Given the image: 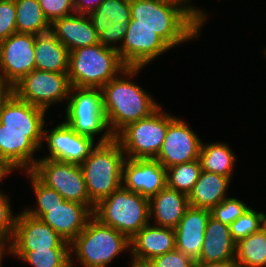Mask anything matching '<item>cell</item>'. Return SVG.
Masks as SVG:
<instances>
[{
    "instance_id": "6da1fadb",
    "label": "cell",
    "mask_w": 266,
    "mask_h": 267,
    "mask_svg": "<svg viewBox=\"0 0 266 267\" xmlns=\"http://www.w3.org/2000/svg\"><path fill=\"white\" fill-rule=\"evenodd\" d=\"M142 69L127 67L101 88L105 119L114 137L128 124L148 117L160 107L148 92L132 81Z\"/></svg>"
},
{
    "instance_id": "7a4b0ae2",
    "label": "cell",
    "mask_w": 266,
    "mask_h": 267,
    "mask_svg": "<svg viewBox=\"0 0 266 267\" xmlns=\"http://www.w3.org/2000/svg\"><path fill=\"white\" fill-rule=\"evenodd\" d=\"M129 25L146 26L170 47L199 37L200 27L179 7L159 0H130Z\"/></svg>"
},
{
    "instance_id": "3957f363",
    "label": "cell",
    "mask_w": 266,
    "mask_h": 267,
    "mask_svg": "<svg viewBox=\"0 0 266 267\" xmlns=\"http://www.w3.org/2000/svg\"><path fill=\"white\" fill-rule=\"evenodd\" d=\"M124 156L120 143L113 138L110 142L98 143L80 164L94 205L122 186Z\"/></svg>"
},
{
    "instance_id": "277c9868",
    "label": "cell",
    "mask_w": 266,
    "mask_h": 267,
    "mask_svg": "<svg viewBox=\"0 0 266 267\" xmlns=\"http://www.w3.org/2000/svg\"><path fill=\"white\" fill-rule=\"evenodd\" d=\"M127 250H130V239L125 234L92 217L70 243V265H74L76 255L81 266L108 267Z\"/></svg>"
},
{
    "instance_id": "5b68a950",
    "label": "cell",
    "mask_w": 266,
    "mask_h": 267,
    "mask_svg": "<svg viewBox=\"0 0 266 267\" xmlns=\"http://www.w3.org/2000/svg\"><path fill=\"white\" fill-rule=\"evenodd\" d=\"M125 68L117 50L98 43L69 52L67 74L71 86L102 88Z\"/></svg>"
},
{
    "instance_id": "8992f818",
    "label": "cell",
    "mask_w": 266,
    "mask_h": 267,
    "mask_svg": "<svg viewBox=\"0 0 266 267\" xmlns=\"http://www.w3.org/2000/svg\"><path fill=\"white\" fill-rule=\"evenodd\" d=\"M93 217L131 239L150 221L149 199L121 186L95 205Z\"/></svg>"
},
{
    "instance_id": "52a82bcc",
    "label": "cell",
    "mask_w": 266,
    "mask_h": 267,
    "mask_svg": "<svg viewBox=\"0 0 266 267\" xmlns=\"http://www.w3.org/2000/svg\"><path fill=\"white\" fill-rule=\"evenodd\" d=\"M67 100L64 122L76 133L93 139L102 133L97 143L114 138L105 119L101 88L71 86Z\"/></svg>"
},
{
    "instance_id": "ba28073f",
    "label": "cell",
    "mask_w": 266,
    "mask_h": 267,
    "mask_svg": "<svg viewBox=\"0 0 266 267\" xmlns=\"http://www.w3.org/2000/svg\"><path fill=\"white\" fill-rule=\"evenodd\" d=\"M175 116L161 107L148 117L132 122L114 138L128 159H155L164 142L169 122Z\"/></svg>"
},
{
    "instance_id": "9c48e42d",
    "label": "cell",
    "mask_w": 266,
    "mask_h": 267,
    "mask_svg": "<svg viewBox=\"0 0 266 267\" xmlns=\"http://www.w3.org/2000/svg\"><path fill=\"white\" fill-rule=\"evenodd\" d=\"M31 172L66 201L82 203L94 210L95 205L90 201L80 164L38 158Z\"/></svg>"
},
{
    "instance_id": "30bf717a",
    "label": "cell",
    "mask_w": 266,
    "mask_h": 267,
    "mask_svg": "<svg viewBox=\"0 0 266 267\" xmlns=\"http://www.w3.org/2000/svg\"><path fill=\"white\" fill-rule=\"evenodd\" d=\"M70 88L67 73L34 69L14 85L11 91L19 99L46 111L51 105L68 99Z\"/></svg>"
},
{
    "instance_id": "8fae6325",
    "label": "cell",
    "mask_w": 266,
    "mask_h": 267,
    "mask_svg": "<svg viewBox=\"0 0 266 267\" xmlns=\"http://www.w3.org/2000/svg\"><path fill=\"white\" fill-rule=\"evenodd\" d=\"M36 35L14 33L0 42V80L9 88L35 69Z\"/></svg>"
},
{
    "instance_id": "7c38bea8",
    "label": "cell",
    "mask_w": 266,
    "mask_h": 267,
    "mask_svg": "<svg viewBox=\"0 0 266 267\" xmlns=\"http://www.w3.org/2000/svg\"><path fill=\"white\" fill-rule=\"evenodd\" d=\"M49 248H70V243L40 218L33 217L24 210L16 214L10 251H36Z\"/></svg>"
},
{
    "instance_id": "4fadbf2b",
    "label": "cell",
    "mask_w": 266,
    "mask_h": 267,
    "mask_svg": "<svg viewBox=\"0 0 266 267\" xmlns=\"http://www.w3.org/2000/svg\"><path fill=\"white\" fill-rule=\"evenodd\" d=\"M201 144L202 140L188 123L174 117L168 124L164 142L155 160L165 168L197 160Z\"/></svg>"
},
{
    "instance_id": "5bb4252c",
    "label": "cell",
    "mask_w": 266,
    "mask_h": 267,
    "mask_svg": "<svg viewBox=\"0 0 266 267\" xmlns=\"http://www.w3.org/2000/svg\"><path fill=\"white\" fill-rule=\"evenodd\" d=\"M43 130L0 129V160L11 170L31 171L35 151L43 147Z\"/></svg>"
},
{
    "instance_id": "9a60e30c",
    "label": "cell",
    "mask_w": 266,
    "mask_h": 267,
    "mask_svg": "<svg viewBox=\"0 0 266 267\" xmlns=\"http://www.w3.org/2000/svg\"><path fill=\"white\" fill-rule=\"evenodd\" d=\"M42 140L47 143L49 154L46 159L81 164L97 146L95 139L76 133L65 122L55 128L43 129Z\"/></svg>"
},
{
    "instance_id": "2e32d148",
    "label": "cell",
    "mask_w": 266,
    "mask_h": 267,
    "mask_svg": "<svg viewBox=\"0 0 266 267\" xmlns=\"http://www.w3.org/2000/svg\"><path fill=\"white\" fill-rule=\"evenodd\" d=\"M89 17L97 32L99 43L118 50L131 19L130 0H104Z\"/></svg>"
},
{
    "instance_id": "e0dca14e",
    "label": "cell",
    "mask_w": 266,
    "mask_h": 267,
    "mask_svg": "<svg viewBox=\"0 0 266 267\" xmlns=\"http://www.w3.org/2000/svg\"><path fill=\"white\" fill-rule=\"evenodd\" d=\"M24 211L40 218L69 243L93 217V211L87 205L66 200L53 208H26Z\"/></svg>"
},
{
    "instance_id": "ac0fdd59",
    "label": "cell",
    "mask_w": 266,
    "mask_h": 267,
    "mask_svg": "<svg viewBox=\"0 0 266 267\" xmlns=\"http://www.w3.org/2000/svg\"><path fill=\"white\" fill-rule=\"evenodd\" d=\"M171 48L146 26L128 25L121 47L117 50L127 67H145Z\"/></svg>"
},
{
    "instance_id": "d6986e66",
    "label": "cell",
    "mask_w": 266,
    "mask_h": 267,
    "mask_svg": "<svg viewBox=\"0 0 266 267\" xmlns=\"http://www.w3.org/2000/svg\"><path fill=\"white\" fill-rule=\"evenodd\" d=\"M122 186L150 199L166 186V168L155 159H125Z\"/></svg>"
},
{
    "instance_id": "ffe728a7",
    "label": "cell",
    "mask_w": 266,
    "mask_h": 267,
    "mask_svg": "<svg viewBox=\"0 0 266 267\" xmlns=\"http://www.w3.org/2000/svg\"><path fill=\"white\" fill-rule=\"evenodd\" d=\"M210 215L209 209L189 206L174 229L176 249L193 261H197L201 254L206 224Z\"/></svg>"
},
{
    "instance_id": "44dd1931",
    "label": "cell",
    "mask_w": 266,
    "mask_h": 267,
    "mask_svg": "<svg viewBox=\"0 0 266 267\" xmlns=\"http://www.w3.org/2000/svg\"><path fill=\"white\" fill-rule=\"evenodd\" d=\"M46 111L19 99L12 91L0 105V129L43 130Z\"/></svg>"
},
{
    "instance_id": "7402d4cb",
    "label": "cell",
    "mask_w": 266,
    "mask_h": 267,
    "mask_svg": "<svg viewBox=\"0 0 266 267\" xmlns=\"http://www.w3.org/2000/svg\"><path fill=\"white\" fill-rule=\"evenodd\" d=\"M176 249L175 231L172 228L145 225L130 239L131 259L150 261Z\"/></svg>"
},
{
    "instance_id": "603a6c76",
    "label": "cell",
    "mask_w": 266,
    "mask_h": 267,
    "mask_svg": "<svg viewBox=\"0 0 266 267\" xmlns=\"http://www.w3.org/2000/svg\"><path fill=\"white\" fill-rule=\"evenodd\" d=\"M50 31L69 52L99 43L97 32L89 15L74 13L54 20Z\"/></svg>"
},
{
    "instance_id": "cb8c5ba5",
    "label": "cell",
    "mask_w": 266,
    "mask_h": 267,
    "mask_svg": "<svg viewBox=\"0 0 266 267\" xmlns=\"http://www.w3.org/2000/svg\"><path fill=\"white\" fill-rule=\"evenodd\" d=\"M235 256L236 243L231 237L229 226L210 215L197 261L203 263L235 261Z\"/></svg>"
},
{
    "instance_id": "d4e9b609",
    "label": "cell",
    "mask_w": 266,
    "mask_h": 267,
    "mask_svg": "<svg viewBox=\"0 0 266 267\" xmlns=\"http://www.w3.org/2000/svg\"><path fill=\"white\" fill-rule=\"evenodd\" d=\"M188 207V195L165 186L149 199L150 219L153 225L175 229Z\"/></svg>"
},
{
    "instance_id": "484cf974",
    "label": "cell",
    "mask_w": 266,
    "mask_h": 267,
    "mask_svg": "<svg viewBox=\"0 0 266 267\" xmlns=\"http://www.w3.org/2000/svg\"><path fill=\"white\" fill-rule=\"evenodd\" d=\"M34 55L36 70L67 73L69 50L51 31L36 35Z\"/></svg>"
},
{
    "instance_id": "4316f807",
    "label": "cell",
    "mask_w": 266,
    "mask_h": 267,
    "mask_svg": "<svg viewBox=\"0 0 266 267\" xmlns=\"http://www.w3.org/2000/svg\"><path fill=\"white\" fill-rule=\"evenodd\" d=\"M231 179L202 170L192 191L188 194L189 206L211 210L227 196Z\"/></svg>"
},
{
    "instance_id": "83f0119b",
    "label": "cell",
    "mask_w": 266,
    "mask_h": 267,
    "mask_svg": "<svg viewBox=\"0 0 266 267\" xmlns=\"http://www.w3.org/2000/svg\"><path fill=\"white\" fill-rule=\"evenodd\" d=\"M198 160L201 170L216 173L231 179L236 163V156L228 144L222 142L204 144L202 141Z\"/></svg>"
},
{
    "instance_id": "f1b7e54d",
    "label": "cell",
    "mask_w": 266,
    "mask_h": 267,
    "mask_svg": "<svg viewBox=\"0 0 266 267\" xmlns=\"http://www.w3.org/2000/svg\"><path fill=\"white\" fill-rule=\"evenodd\" d=\"M14 3L17 33L38 35L50 31V23L38 0H15Z\"/></svg>"
},
{
    "instance_id": "f546056e",
    "label": "cell",
    "mask_w": 266,
    "mask_h": 267,
    "mask_svg": "<svg viewBox=\"0 0 266 267\" xmlns=\"http://www.w3.org/2000/svg\"><path fill=\"white\" fill-rule=\"evenodd\" d=\"M237 267H266V226L236 243Z\"/></svg>"
},
{
    "instance_id": "4dcf8cb0",
    "label": "cell",
    "mask_w": 266,
    "mask_h": 267,
    "mask_svg": "<svg viewBox=\"0 0 266 267\" xmlns=\"http://www.w3.org/2000/svg\"><path fill=\"white\" fill-rule=\"evenodd\" d=\"M33 267H70V248H49L36 251H10Z\"/></svg>"
},
{
    "instance_id": "1f68e13d",
    "label": "cell",
    "mask_w": 266,
    "mask_h": 267,
    "mask_svg": "<svg viewBox=\"0 0 266 267\" xmlns=\"http://www.w3.org/2000/svg\"><path fill=\"white\" fill-rule=\"evenodd\" d=\"M199 160L166 168V186L188 195L201 173Z\"/></svg>"
},
{
    "instance_id": "d6a6232c",
    "label": "cell",
    "mask_w": 266,
    "mask_h": 267,
    "mask_svg": "<svg viewBox=\"0 0 266 267\" xmlns=\"http://www.w3.org/2000/svg\"><path fill=\"white\" fill-rule=\"evenodd\" d=\"M266 214L249 207L240 217L229 225L231 237L235 243L258 232L265 226Z\"/></svg>"
},
{
    "instance_id": "836d02e7",
    "label": "cell",
    "mask_w": 266,
    "mask_h": 267,
    "mask_svg": "<svg viewBox=\"0 0 266 267\" xmlns=\"http://www.w3.org/2000/svg\"><path fill=\"white\" fill-rule=\"evenodd\" d=\"M248 208L249 206L243 203V201L235 197H227L210 211L212 217L229 226Z\"/></svg>"
},
{
    "instance_id": "e575fe53",
    "label": "cell",
    "mask_w": 266,
    "mask_h": 267,
    "mask_svg": "<svg viewBox=\"0 0 266 267\" xmlns=\"http://www.w3.org/2000/svg\"><path fill=\"white\" fill-rule=\"evenodd\" d=\"M24 173L30 178L36 196L37 205L34 208H53L65 201L56 190L43 184L31 171H24Z\"/></svg>"
},
{
    "instance_id": "d590c367",
    "label": "cell",
    "mask_w": 266,
    "mask_h": 267,
    "mask_svg": "<svg viewBox=\"0 0 266 267\" xmlns=\"http://www.w3.org/2000/svg\"><path fill=\"white\" fill-rule=\"evenodd\" d=\"M46 19L51 24L54 20L75 13L74 0H38Z\"/></svg>"
},
{
    "instance_id": "8d00e7d4",
    "label": "cell",
    "mask_w": 266,
    "mask_h": 267,
    "mask_svg": "<svg viewBox=\"0 0 266 267\" xmlns=\"http://www.w3.org/2000/svg\"><path fill=\"white\" fill-rule=\"evenodd\" d=\"M11 210L8 195L0 191V240L7 242L11 241L16 220Z\"/></svg>"
},
{
    "instance_id": "74e56055",
    "label": "cell",
    "mask_w": 266,
    "mask_h": 267,
    "mask_svg": "<svg viewBox=\"0 0 266 267\" xmlns=\"http://www.w3.org/2000/svg\"><path fill=\"white\" fill-rule=\"evenodd\" d=\"M16 31V8L14 1L0 0V42Z\"/></svg>"
},
{
    "instance_id": "f35d334b",
    "label": "cell",
    "mask_w": 266,
    "mask_h": 267,
    "mask_svg": "<svg viewBox=\"0 0 266 267\" xmlns=\"http://www.w3.org/2000/svg\"><path fill=\"white\" fill-rule=\"evenodd\" d=\"M153 267H191L193 260L175 249L149 261Z\"/></svg>"
},
{
    "instance_id": "ab89813d",
    "label": "cell",
    "mask_w": 266,
    "mask_h": 267,
    "mask_svg": "<svg viewBox=\"0 0 266 267\" xmlns=\"http://www.w3.org/2000/svg\"><path fill=\"white\" fill-rule=\"evenodd\" d=\"M181 8L200 28L203 27L207 13L193 7L189 2L190 0H159ZM187 3V4H186Z\"/></svg>"
},
{
    "instance_id": "60d3db41",
    "label": "cell",
    "mask_w": 266,
    "mask_h": 267,
    "mask_svg": "<svg viewBox=\"0 0 266 267\" xmlns=\"http://www.w3.org/2000/svg\"><path fill=\"white\" fill-rule=\"evenodd\" d=\"M104 0H74L75 13L89 15Z\"/></svg>"
},
{
    "instance_id": "b9f144b4",
    "label": "cell",
    "mask_w": 266,
    "mask_h": 267,
    "mask_svg": "<svg viewBox=\"0 0 266 267\" xmlns=\"http://www.w3.org/2000/svg\"><path fill=\"white\" fill-rule=\"evenodd\" d=\"M191 267H237L235 261L203 263L201 261H194Z\"/></svg>"
},
{
    "instance_id": "7bdbcfd3",
    "label": "cell",
    "mask_w": 266,
    "mask_h": 267,
    "mask_svg": "<svg viewBox=\"0 0 266 267\" xmlns=\"http://www.w3.org/2000/svg\"><path fill=\"white\" fill-rule=\"evenodd\" d=\"M6 252L10 255V242L0 240V267H2V259Z\"/></svg>"
},
{
    "instance_id": "ee69618b",
    "label": "cell",
    "mask_w": 266,
    "mask_h": 267,
    "mask_svg": "<svg viewBox=\"0 0 266 267\" xmlns=\"http://www.w3.org/2000/svg\"><path fill=\"white\" fill-rule=\"evenodd\" d=\"M11 171L13 170H11L2 160H0V181L4 180V177L10 175Z\"/></svg>"
},
{
    "instance_id": "f6af8a7d",
    "label": "cell",
    "mask_w": 266,
    "mask_h": 267,
    "mask_svg": "<svg viewBox=\"0 0 266 267\" xmlns=\"http://www.w3.org/2000/svg\"><path fill=\"white\" fill-rule=\"evenodd\" d=\"M131 267H153V265L149 261H139L132 259Z\"/></svg>"
},
{
    "instance_id": "bcb514c9",
    "label": "cell",
    "mask_w": 266,
    "mask_h": 267,
    "mask_svg": "<svg viewBox=\"0 0 266 267\" xmlns=\"http://www.w3.org/2000/svg\"><path fill=\"white\" fill-rule=\"evenodd\" d=\"M11 92V88L7 86H0V105L4 98Z\"/></svg>"
},
{
    "instance_id": "7dc6e473",
    "label": "cell",
    "mask_w": 266,
    "mask_h": 267,
    "mask_svg": "<svg viewBox=\"0 0 266 267\" xmlns=\"http://www.w3.org/2000/svg\"><path fill=\"white\" fill-rule=\"evenodd\" d=\"M70 267H73V265H70ZM83 267H94V266H83Z\"/></svg>"
}]
</instances>
